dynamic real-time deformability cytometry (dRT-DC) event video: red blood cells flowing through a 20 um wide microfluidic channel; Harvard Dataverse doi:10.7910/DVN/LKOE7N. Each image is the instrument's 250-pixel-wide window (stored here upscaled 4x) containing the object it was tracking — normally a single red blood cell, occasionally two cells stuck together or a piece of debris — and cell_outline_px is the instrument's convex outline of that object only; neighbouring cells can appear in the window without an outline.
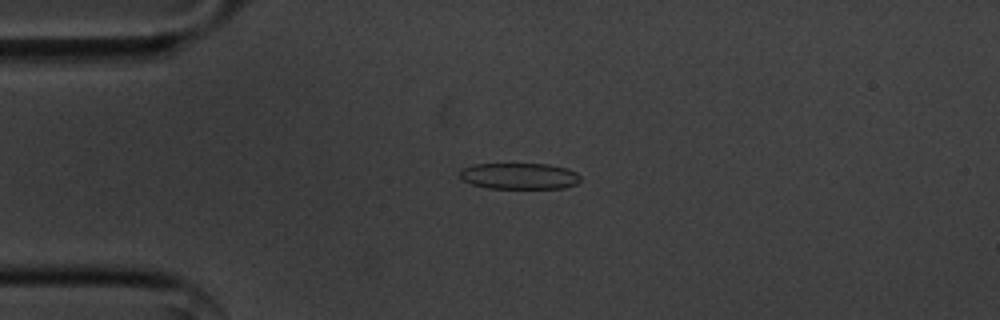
{"species": "common noctule bat (a hibernating species)", "species_latin": "Nyctalus noctula", "temperature_condition": "cold", "stored_images_in_passage": 55, "camera_frame_rate_fps": 3000, "um_per_image_px": 0.085, "animal": {"sex": "male", "body_mass_g": 20.1, "forearm_length_mm": 53.5}, "frame": {"image": 1, "passage_image": 13, "time_ms": 4.0, "image_size_px": [1000, 320], "cell_outline_px": [[580, 180], [576, 184], [564, 188], [488, 188], [472, 184], [460, 180], [460, 172], [464, 168], [476, 164], [548, 164], [568, 168], [576, 172], [580, 176]], "centroid_in_image_um": [44.16, 14.96], "position_along_channel_um": 40.8, "area_um2": 18.44}}
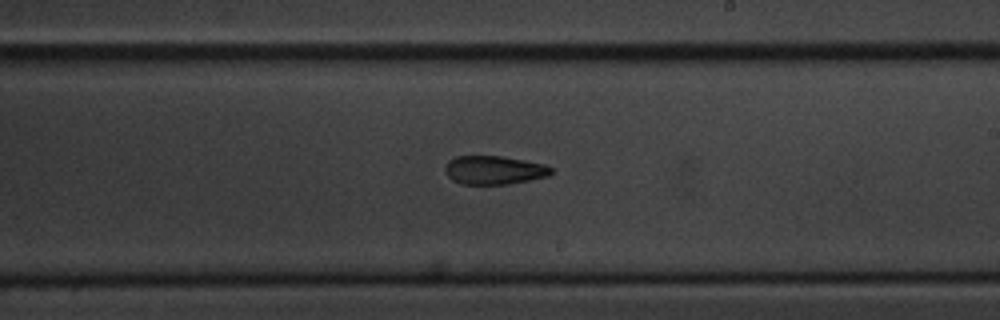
{"frame": {"image": 2, "passage_image": 32, "time_ms": 10.333, "image_size_px": [1000, 320], "cell_outline_px": [[552, 172], [548, 176], [508, 184], [460, 184], [452, 180], [444, 172], [444, 168], [448, 160], [456, 156], [500, 156], [524, 160], [544, 164], [552, 168]], "centroid_in_image_um": [41.95, 14.46], "position_along_channel_um": 247.0, "area_um2": 17.69}}
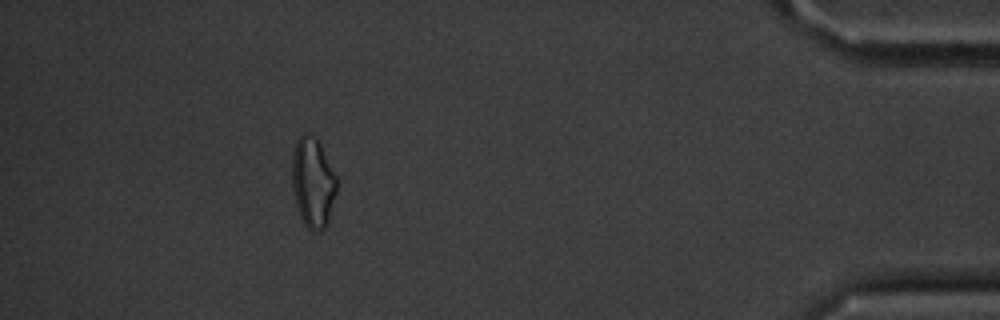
{"frame": {"image": 3, "passage_image": 50, "time_ms": 16.333, "image_size_px": [1000, 320], "cell_outline_px": [[336, 192], [328, 224], [320, 232], [312, 232], [304, 224], [300, 216], [296, 204], [292, 188], [292, 152], [296, 140], [304, 132], [316, 136], [336, 176]], "centroid_in_image_um": [26.58, 15.52], "position_along_channel_um": 408.6, "area_um2": 23.64}, "authors_computed_cell_mechanics": {"area_um2": 18.9006, "velocity_mm_per_s": 3.6077, "shape_relaxation_time_tau1_ms": null, "shape_relaxation_time_tau2_ms": 7.1822, "deformation_change_tau1": null, "deformation_change_tau2": 0.1621}}